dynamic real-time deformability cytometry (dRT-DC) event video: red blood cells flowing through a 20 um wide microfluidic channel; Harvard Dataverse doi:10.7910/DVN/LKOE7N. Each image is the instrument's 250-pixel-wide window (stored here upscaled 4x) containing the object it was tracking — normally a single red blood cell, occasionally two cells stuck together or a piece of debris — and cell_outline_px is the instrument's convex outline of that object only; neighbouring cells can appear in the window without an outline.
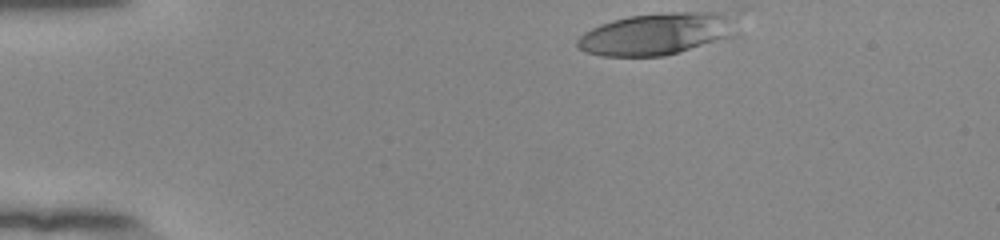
{"species": "human", "species_latin": "Homo sapiens", "temperature_condition": "room temperature", "stored_images_in_passage": 18, "camera_frame_rate_fps": 3000, "um_per_image_px": 0.085, "donor": {"sex": "female"}, "frame": {"image": 1, "passage_image": 1, "time_ms": 0.0, "image_size_px": [1000, 240], "cell_outline_px": [[732, 36], [664, 56], [600, 56], [584, 52], [576, 44], [576, 40], [584, 32], [600, 24], [612, 20], [628, 16], [672, 12], [724, 12]], "centroid_in_image_um": [55.63, 2.89], "position_along_channel_um": 29.4, "area_um2": 37.86}}
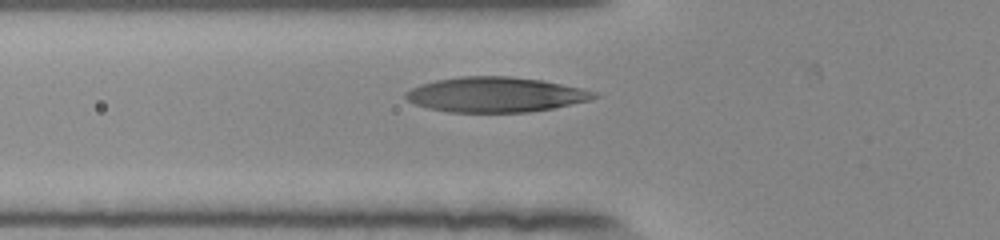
{"frame": {"image": 2, "passage_image": 11, "time_ms": 3.333, "image_size_px": [1000, 240], "cell_outline_px": [[600, 96], [592, 100], [552, 108], [528, 112], [448, 112], [428, 108], [416, 104], [408, 100], [404, 96], [404, 92], [420, 84], [436, 80], [460, 76], [508, 76], [540, 80], [580, 88], [596, 92]], "centroid_in_image_um": [42.11, 8.04], "position_along_channel_um": 83.7, "area_um2": 38.38}}
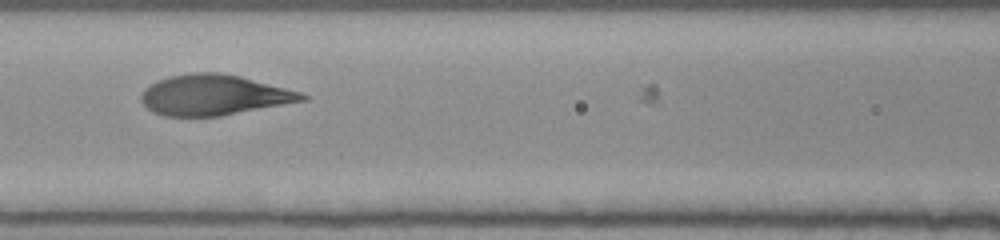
{"frame": {"image": 3, "passage_image": 16, "time_ms": 5.0, "image_size_px": [1000, 240], "cell_outline_px": [[308, 100], [220, 116], [164, 116], [152, 112], [140, 100], [140, 92], [144, 88], [168, 76], [192, 72], [220, 72], [240, 76], [300, 92], [308, 96]], "centroid_in_image_um": [18.16, 8.08], "position_along_channel_um": 148.4, "area_um2": 37.92}}